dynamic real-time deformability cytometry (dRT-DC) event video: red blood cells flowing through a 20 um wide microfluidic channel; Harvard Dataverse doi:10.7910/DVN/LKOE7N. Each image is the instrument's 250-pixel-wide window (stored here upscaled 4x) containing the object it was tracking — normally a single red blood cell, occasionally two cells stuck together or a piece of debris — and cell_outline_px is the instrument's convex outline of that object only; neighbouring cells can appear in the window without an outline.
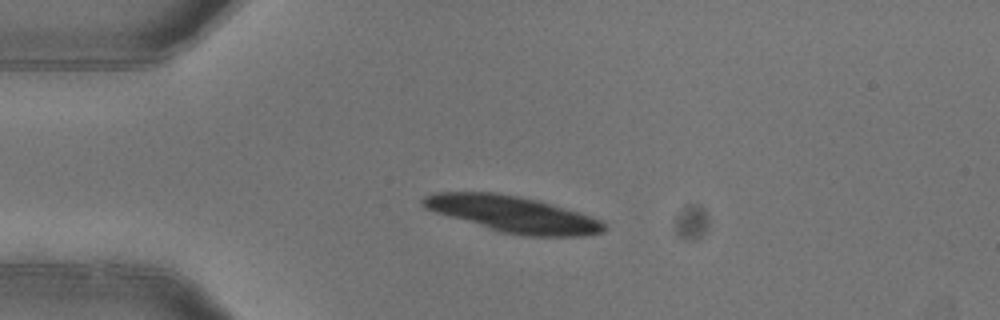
{"species": "common noctule bat (a hibernating species)", "species_latin": "Nyctalus noctula", "temperature_condition": "warm", "stored_images_in_passage": 3, "camera_frame_rate_fps": 3000, "um_per_image_px": 0.085, "animal": {"sex": "female"}, "frame": {"image": 1, "passage_image": 2, "time_ms": 0.333, "image_size_px": [1000, 320], "cell_outline_px": [[604, 232], [584, 236], [528, 236], [500, 232], [436, 212], [424, 208], [420, 204], [420, 200], [424, 196], [436, 192], [492, 192], [520, 196], [536, 200], [564, 208], [600, 220], [604, 224]], "centroid_in_image_um": [43.54, 18.2], "position_along_channel_um": 41.5, "area_um2": 37.74}}